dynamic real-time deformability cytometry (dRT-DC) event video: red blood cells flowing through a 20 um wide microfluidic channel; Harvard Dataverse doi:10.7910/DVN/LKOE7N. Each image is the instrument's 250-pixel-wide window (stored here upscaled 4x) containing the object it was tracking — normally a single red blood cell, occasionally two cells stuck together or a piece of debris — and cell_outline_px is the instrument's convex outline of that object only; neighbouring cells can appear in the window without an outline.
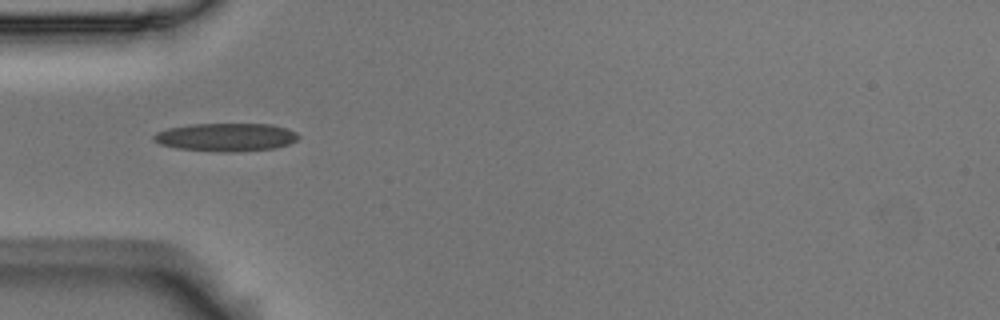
{"species": "Egyptian fruit bat (a non-hibernating species)", "species_latin": "Rousettus aegyptiacus", "temperature_condition": "room temperature", "stored_images_in_passage": 24, "camera_frame_rate_fps": 3000, "um_per_image_px": 0.085, "animal": {"sex": "male"}, "frame": {"image": 1, "passage_image": 1, "time_ms": 0.0, "image_size_px": [1000, 320], "cell_outline_px": [[300, 136], [296, 140], [288, 144], [276, 148], [236, 152], [220, 152], [176, 148], [160, 144], [152, 140], [152, 136], [156, 132], [168, 128], [192, 124], [272, 124], [288, 128], [296, 132]], "centroid_in_image_um": [19.21, 11.66], "position_along_channel_um": 65.8, "area_um2": 23.93}}
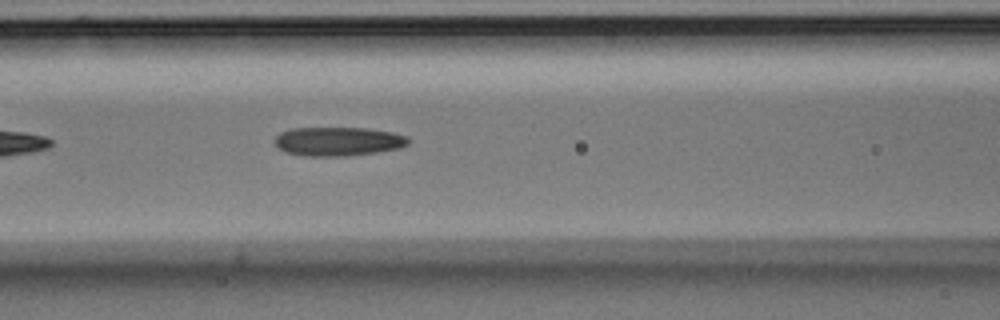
{"frame": {"image": 2, "passage_image": 7, "time_ms": 2.0, "image_size_px": [1000, 320], "cell_outline_px": [[408, 144], [400, 148], [376, 152], [348, 156], [304, 156], [284, 152], [276, 144], [276, 136], [280, 132], [292, 128], [364, 128], [392, 132], [408, 136]], "centroid_in_image_um": [28.74, 12.02], "position_along_channel_um": 137.9, "area_um2": 22.48}}
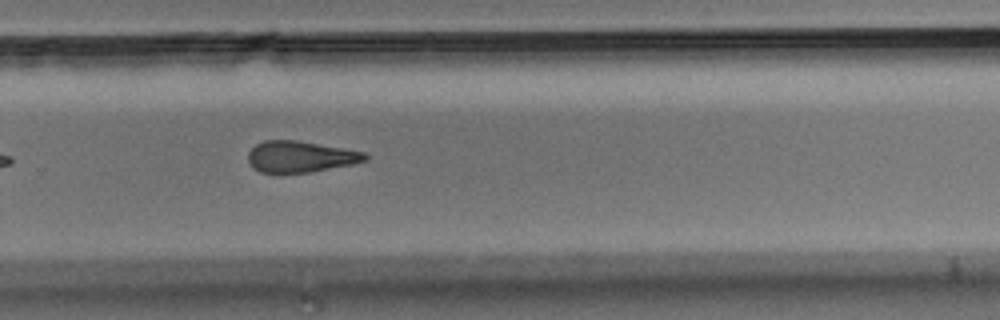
{"frame": {"image": 3, "passage_image": 21, "time_ms": 6.667, "image_size_px": [1000, 320], "cell_outline_px": [[368, 160], [352, 164], [308, 172], [276, 176], [260, 172], [252, 168], [248, 160], [248, 152], [256, 144], [264, 140], [296, 140], [364, 152], [368, 156]], "centroid_in_image_um": [25.45, 13.35], "position_along_channel_um": 304.4, "area_um2": 21.73}}